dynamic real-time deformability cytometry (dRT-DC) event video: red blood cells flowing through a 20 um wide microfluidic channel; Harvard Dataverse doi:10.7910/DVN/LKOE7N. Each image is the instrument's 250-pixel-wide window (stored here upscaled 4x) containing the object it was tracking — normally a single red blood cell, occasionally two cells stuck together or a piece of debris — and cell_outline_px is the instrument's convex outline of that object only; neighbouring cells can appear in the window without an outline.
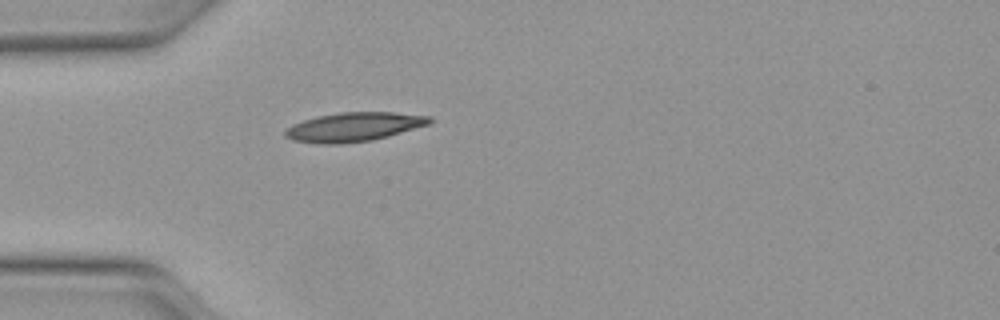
{"species": "Egyptian fruit bat (a non-hibernating species)", "species_latin": "Rousettus aegyptiacus", "temperature_condition": "warm", "stored_images_in_passage": 36, "camera_frame_rate_fps": 3000, "um_per_image_px": 0.085, "animal": {"sex": "female"}, "frame": {"image": 1, "passage_image": 1, "time_ms": 0.0, "image_size_px": [1000, 320], "cell_outline_px": [[432, 124], [388, 136], [372, 140], [340, 144], [316, 144], [292, 140], [284, 136], [284, 132], [292, 124], [316, 116], [340, 112], [392, 112], [432, 116]], "centroid_in_image_um": [30.09, 10.79], "position_along_channel_um": 54.9, "area_um2": 24.68}}
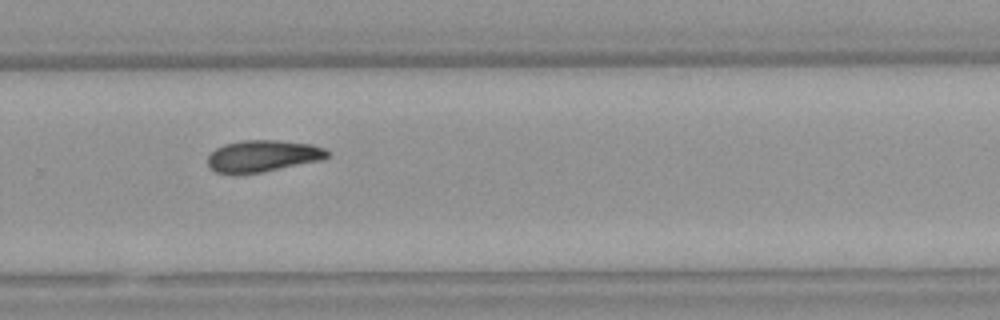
{"frame": {"image": 2, "passage_image": 20, "time_ms": 6.333, "image_size_px": [1000, 320], "cell_outline_px": [[332, 156], [324, 160], [264, 172], [236, 176], [232, 176], [216, 172], [208, 164], [208, 156], [216, 148], [224, 144], [244, 140], [276, 140], [312, 144], [324, 148]], "centroid_in_image_um": [22.36, 13.29], "position_along_channel_um": 307.4, "area_um2": 22.72}}
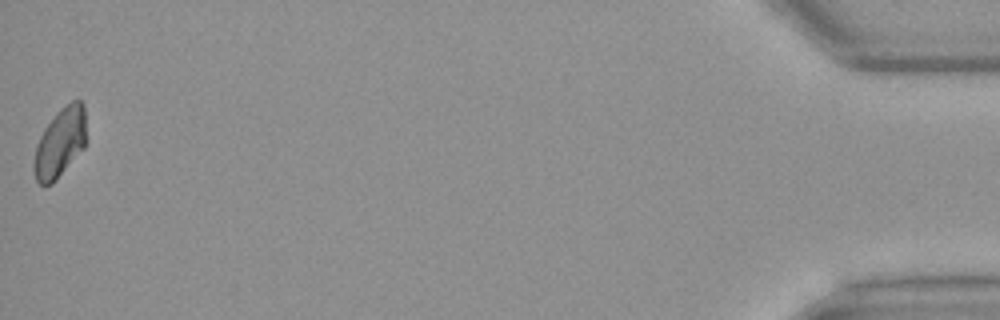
{"frame": {"image": 3, "passage_image": 36, "time_ms": 11.667, "image_size_px": [1000, 320], "cell_outline_px": [[84, 148], [56, 180], [52, 184], [40, 184], [36, 180], [32, 168], [32, 164], [36, 144], [44, 128], [56, 112], [60, 108], [72, 100], [80, 100], [84, 104]], "centroid_in_image_um": [5.06, 12.14], "position_along_channel_um": 430.1, "area_um2": 21.04}}